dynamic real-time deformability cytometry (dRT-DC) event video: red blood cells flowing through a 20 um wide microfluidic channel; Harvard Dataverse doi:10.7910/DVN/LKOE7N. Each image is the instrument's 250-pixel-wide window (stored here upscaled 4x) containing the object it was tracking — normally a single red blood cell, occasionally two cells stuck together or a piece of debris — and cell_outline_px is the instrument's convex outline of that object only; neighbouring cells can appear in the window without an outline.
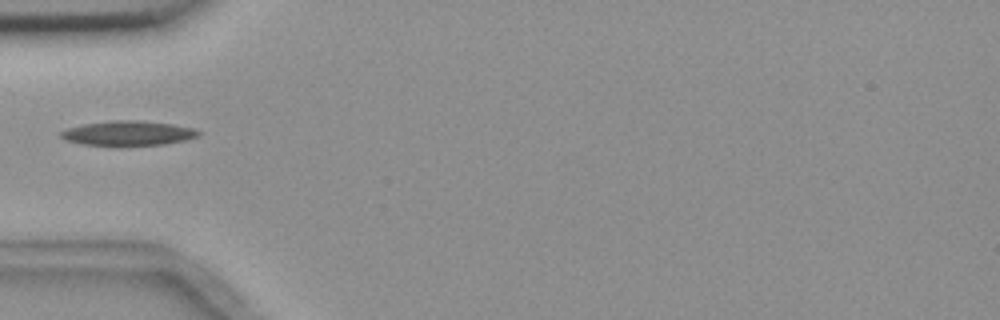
{"species": "common noctule bat (a hibernating species)", "species_latin": "Nyctalus noctula", "temperature_condition": "room temperature", "stored_images_in_passage": 6, "camera_frame_rate_fps": 3000, "um_per_image_px": 0.085, "animal": {"sex": "female", "body_mass_g": 18.4}, "frame": {"image": 1, "passage_image": 2, "time_ms": 1.333, "image_size_px": [1000, 320], "cell_outline_px": [[200, 136], [184, 140], [164, 144], [84, 144], [64, 140], [60, 136], [60, 132], [68, 128], [84, 124], [112, 120], [140, 120], [172, 124], [192, 128], [200, 132]], "centroid_in_image_um": [10.89, 11.3], "position_along_channel_um": 74.1, "area_um2": 19.25}}
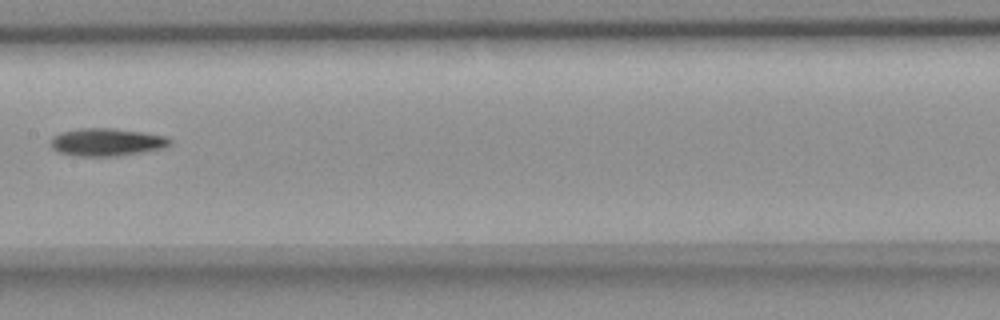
{"frame": {"image": 2, "passage_image": 5, "time_ms": 4.667, "image_size_px": [1000, 320], "cell_outline_px": [[172, 140], [164, 148], [116, 156], [76, 156], [56, 152], [52, 148], [52, 136], [60, 132], [80, 128], [112, 128], [144, 132], [164, 136]], "centroid_in_image_um": [9.02, 12.08], "position_along_channel_um": 198.4, "area_um2": 19.19}}
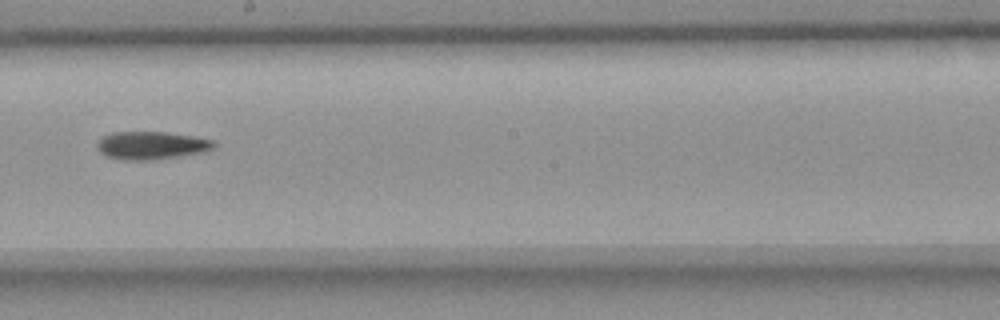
{"frame": {"image": 3, "passage_image": 6, "time_ms": 5.667, "image_size_px": [1000, 320], "cell_outline_px": [[216, 144], [212, 148], [204, 152], [156, 160], [120, 160], [104, 156], [96, 148], [96, 144], [104, 136], [112, 132], [164, 132], [192, 136], [216, 140]], "centroid_in_image_um": [12.86, 12.37], "position_along_channel_um": 235.3, "area_um2": 19.19}}